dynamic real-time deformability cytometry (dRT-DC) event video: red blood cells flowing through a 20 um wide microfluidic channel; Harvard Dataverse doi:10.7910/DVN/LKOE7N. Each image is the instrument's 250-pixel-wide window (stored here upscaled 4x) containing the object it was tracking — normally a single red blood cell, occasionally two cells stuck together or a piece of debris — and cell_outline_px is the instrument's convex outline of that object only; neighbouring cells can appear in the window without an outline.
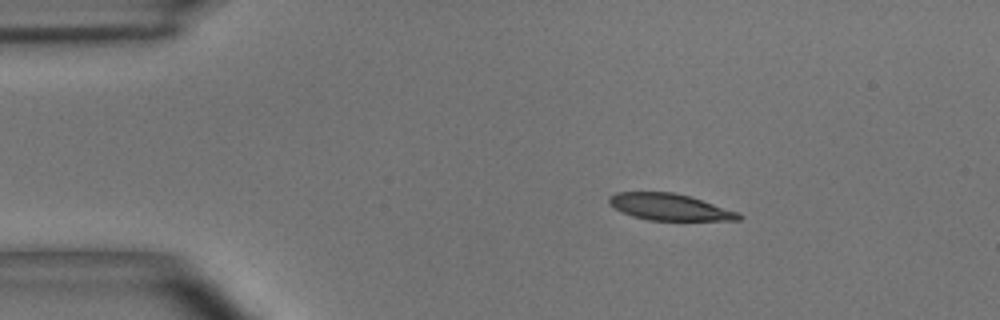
{"species": "common noctule bat (a hibernating species)", "species_latin": "Nyctalus noctula", "temperature_condition": "room temperature", "stored_images_in_passage": 47, "camera_frame_rate_fps": 3000, "um_per_image_px": 0.085, "animal": {"sex": "male", "body_mass_g": 15.6}, "frame": {"image": 1, "passage_image": 1, "time_ms": 0.0, "image_size_px": [1000, 320], "cell_outline_px": [[744, 216], [740, 220], [648, 220], [632, 216], [608, 204], [608, 200], [616, 192], [672, 192], [688, 196], [740, 212]], "centroid_in_image_um": [56.95, 17.6], "position_along_channel_um": 28.1, "area_um2": 19.88}}
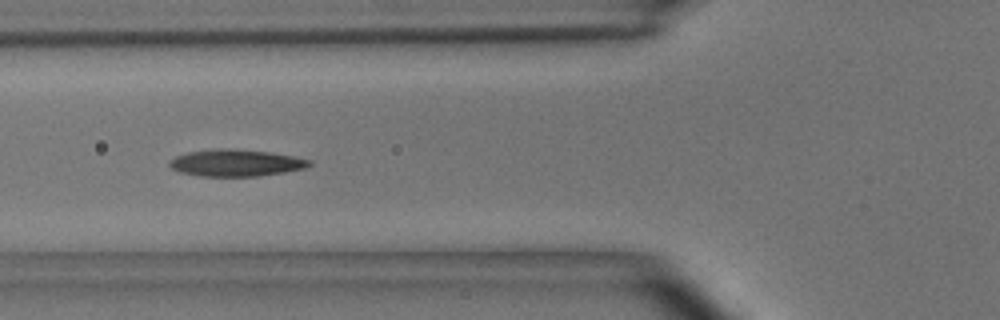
{"frame": {"image": 2, "passage_image": 12, "time_ms": 3.667, "image_size_px": [1000, 320], "cell_outline_px": [[312, 164], [304, 168], [284, 172], [260, 176], [200, 176], [180, 172], [172, 168], [168, 164], [168, 160], [176, 156], [188, 152], [228, 148], [268, 152], [292, 156], [312, 160]], "centroid_in_image_um": [20.04, 13.85], "position_along_channel_um": 105.8, "area_um2": 21.68}}
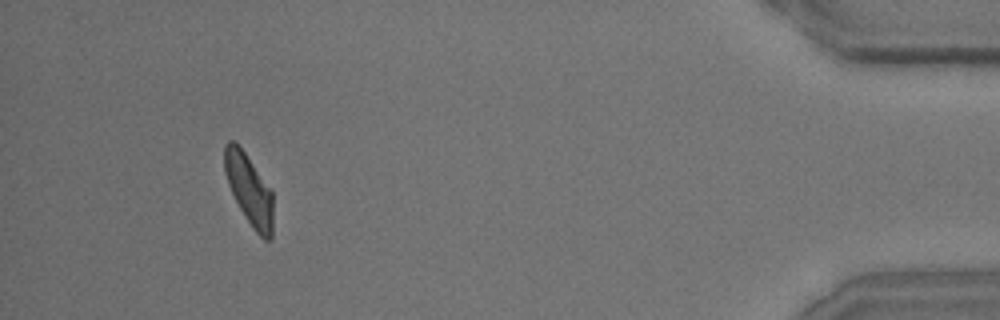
{"frame": {"image": 3, "passage_image": 43, "time_ms": 14.0, "image_size_px": [1000, 320], "cell_outline_px": [[272, 236], [268, 240], [264, 240], [252, 228], [240, 208], [228, 184], [224, 168], [224, 144], [228, 140], [236, 140], [240, 144], [272, 188]], "centroid_in_image_um": [21.18, 16.03], "position_along_channel_um": 414.0, "area_um2": 20.4}, "authors_computed_cell_mechanics": {"area_um2": 21.097, "velocity_mm_per_s": 3.6109, "shape_relaxation_time_tau1_ms": 5.594, "shape_relaxation_time_tau2_ms": 1.2863, "deformation_change_tau1": 0.1567, "deformation_change_tau2": 0.081}}